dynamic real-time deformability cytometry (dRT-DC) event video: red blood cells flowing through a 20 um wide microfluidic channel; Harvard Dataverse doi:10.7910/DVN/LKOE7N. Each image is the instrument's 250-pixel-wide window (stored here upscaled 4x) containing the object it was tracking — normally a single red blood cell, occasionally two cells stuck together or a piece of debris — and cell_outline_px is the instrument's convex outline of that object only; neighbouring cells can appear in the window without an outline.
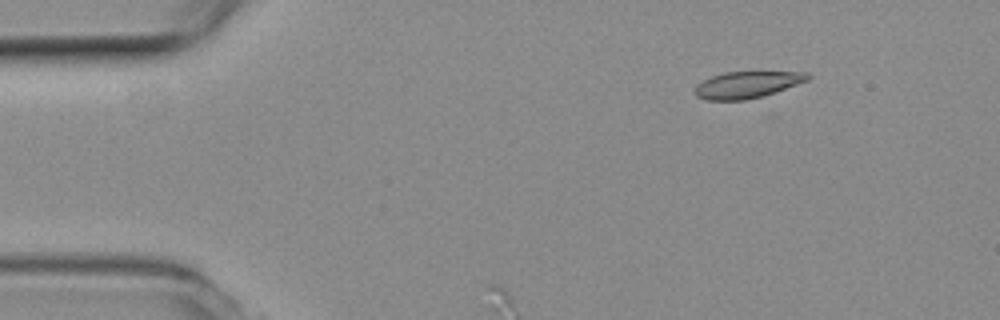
{"species": "common noctule bat (a hibernating species)", "species_latin": "Nyctalus noctula", "temperature_condition": "room temperature", "stored_images_in_passage": 3, "camera_frame_rate_fps": 3000, "um_per_image_px": 0.085, "animal": {"sex": "female", "body_mass_g": 19.3, "forearm_length_mm": 54.1}, "frame": {"image": 1, "passage_image": 3, "time_ms": 0.667, "image_size_px": [1000, 320], "cell_outline_px": [[812, 76], [808, 80], [760, 96], [744, 100], [708, 100], [696, 96], [692, 92], [696, 84], [712, 76], [724, 72], [808, 72]], "centroid_in_image_um": [63.44, 7.19], "position_along_channel_um": 21.6, "area_um2": 17.28}}